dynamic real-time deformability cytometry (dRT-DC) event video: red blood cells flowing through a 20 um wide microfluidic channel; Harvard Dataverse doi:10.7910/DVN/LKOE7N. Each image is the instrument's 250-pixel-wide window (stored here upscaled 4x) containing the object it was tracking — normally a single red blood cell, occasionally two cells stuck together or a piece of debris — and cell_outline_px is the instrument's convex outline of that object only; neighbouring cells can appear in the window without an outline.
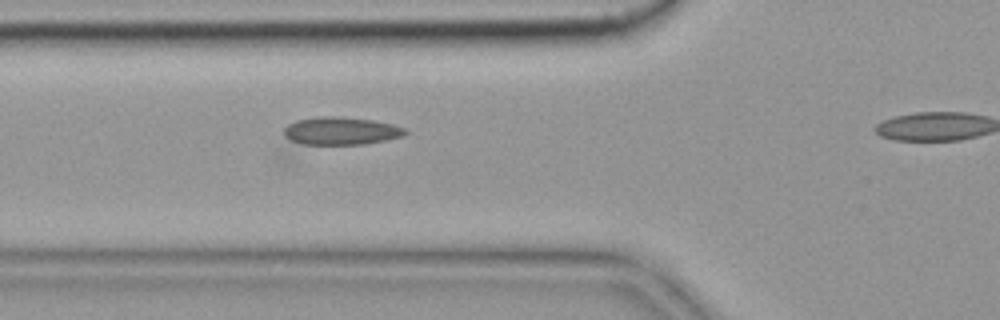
{"species": "common noctule bat (a hibernating species)", "species_latin": "Nyctalus noctula", "temperature_condition": "cold", "stored_images_in_passage": 31, "camera_frame_rate_fps": 3000, "um_per_image_px": 0.085, "animal": {"sex": "female", "body_mass_g": 19.9}, "frame": {"image": 1, "passage_image": 30, "time_ms": 9.667, "image_size_px": [1000, 320], "cell_outline_px": [[408, 132], [404, 136], [364, 144], [296, 148], [284, 136], [284, 128], [288, 124], [296, 120], [320, 116], [336, 116], [372, 120], [392, 124], [404, 128]], "centroid_in_image_um": [28.82, 11.19], "position_along_channel_um": 97.0, "area_um2": 20.81}}